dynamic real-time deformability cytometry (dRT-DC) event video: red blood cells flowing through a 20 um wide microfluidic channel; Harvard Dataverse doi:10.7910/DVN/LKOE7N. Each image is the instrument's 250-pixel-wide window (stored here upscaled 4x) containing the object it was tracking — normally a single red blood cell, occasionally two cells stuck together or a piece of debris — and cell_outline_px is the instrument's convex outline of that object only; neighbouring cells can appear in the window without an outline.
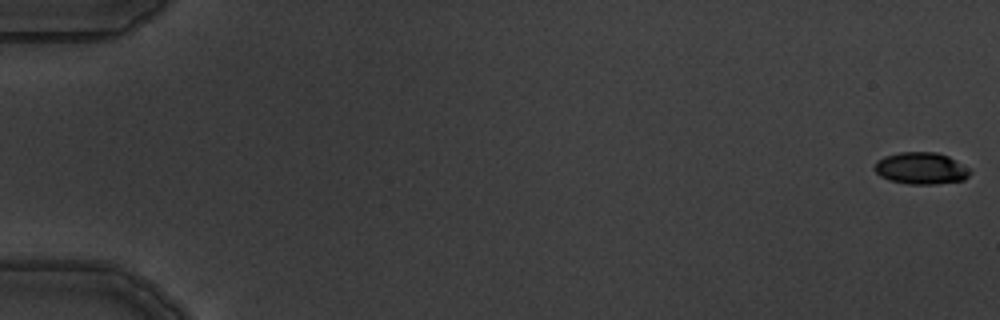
{"species": "common noctule bat (a hibernating species)", "species_latin": "Nyctalus noctula", "temperature_condition": "warm", "stored_images_in_passage": 3, "camera_frame_rate_fps": 3000, "um_per_image_px": 0.085, "animal": {"sex": "male", "body_mass_g": 19.5, "forearm_length_mm": 54.6}, "frame": {"image": 1, "passage_image": 1, "time_ms": 0.0, "image_size_px": [1000, 320], "cell_outline_px": [[972, 172], [964, 180], [936, 184], [908, 184], [888, 180], [880, 176], [872, 168], [876, 160], [884, 156], [900, 152], [936, 152], [948, 156], [972, 168]], "centroid_in_image_um": [78.29, 14.3], "position_along_channel_um": 6.7, "area_um2": 18.09}}